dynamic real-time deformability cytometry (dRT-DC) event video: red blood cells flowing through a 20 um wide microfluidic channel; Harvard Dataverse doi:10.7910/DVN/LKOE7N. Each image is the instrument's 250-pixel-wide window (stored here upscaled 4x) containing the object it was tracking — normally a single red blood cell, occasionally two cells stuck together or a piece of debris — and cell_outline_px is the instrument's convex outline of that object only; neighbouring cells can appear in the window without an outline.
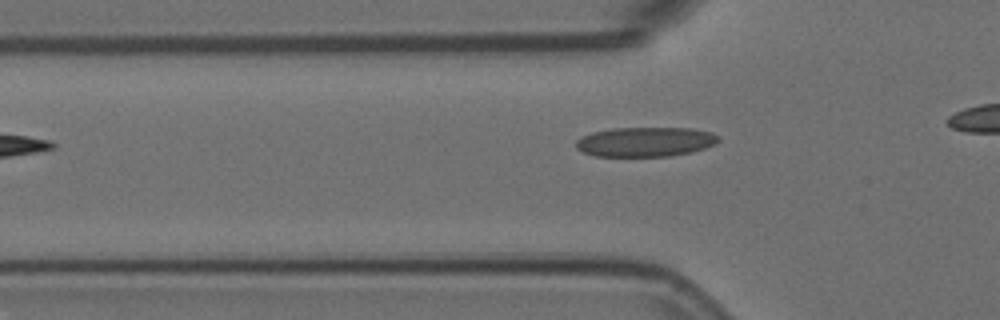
{"species": "Egyptian fruit bat (a non-hibernating species)", "species_latin": "Rousettus aegyptiacus", "temperature_condition": "room temperature", "stored_images_in_passage": 2, "camera_frame_rate_fps": 3000, "um_per_image_px": 0.085, "animal": {"sex": "female"}, "frame": {"image": 1, "passage_image": 2, "time_ms": 0.333, "image_size_px": [1000, 320], "cell_outline_px": [[720, 140], [716, 144], [692, 152], [672, 156], [596, 156], [584, 152], [576, 148], [576, 140], [580, 136], [592, 132], [612, 128], [692, 128], [712, 132], [720, 136]], "centroid_in_image_um": [54.88, 12.05], "position_along_channel_um": 70.9, "area_um2": 24.8}}